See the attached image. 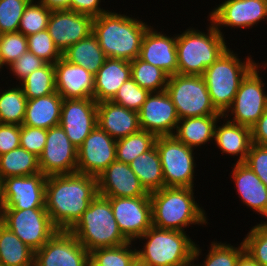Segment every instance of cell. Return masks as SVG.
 Returning a JSON list of instances; mask_svg holds the SVG:
<instances>
[{
    "instance_id": "1",
    "label": "cell",
    "mask_w": 267,
    "mask_h": 266,
    "mask_svg": "<svg viewBox=\"0 0 267 266\" xmlns=\"http://www.w3.org/2000/svg\"><path fill=\"white\" fill-rule=\"evenodd\" d=\"M98 195L97 178L83 173L47 176L45 208L58 230L68 231Z\"/></svg>"
},
{
    "instance_id": "2",
    "label": "cell",
    "mask_w": 267,
    "mask_h": 266,
    "mask_svg": "<svg viewBox=\"0 0 267 266\" xmlns=\"http://www.w3.org/2000/svg\"><path fill=\"white\" fill-rule=\"evenodd\" d=\"M126 15L110 9L94 17L92 33L107 58L131 62L139 57L143 37L151 25Z\"/></svg>"
},
{
    "instance_id": "3",
    "label": "cell",
    "mask_w": 267,
    "mask_h": 266,
    "mask_svg": "<svg viewBox=\"0 0 267 266\" xmlns=\"http://www.w3.org/2000/svg\"><path fill=\"white\" fill-rule=\"evenodd\" d=\"M194 190L189 187H163L150 193L152 226L181 232H186L191 225L207 226L206 211L199 201H195Z\"/></svg>"
},
{
    "instance_id": "4",
    "label": "cell",
    "mask_w": 267,
    "mask_h": 266,
    "mask_svg": "<svg viewBox=\"0 0 267 266\" xmlns=\"http://www.w3.org/2000/svg\"><path fill=\"white\" fill-rule=\"evenodd\" d=\"M207 21V33L193 26L177 33V74L202 76L228 48L226 37L210 19Z\"/></svg>"
},
{
    "instance_id": "5",
    "label": "cell",
    "mask_w": 267,
    "mask_h": 266,
    "mask_svg": "<svg viewBox=\"0 0 267 266\" xmlns=\"http://www.w3.org/2000/svg\"><path fill=\"white\" fill-rule=\"evenodd\" d=\"M238 55L229 45L202 75L212 104L222 115L232 105L242 79L258 63L249 54L246 60Z\"/></svg>"
},
{
    "instance_id": "6",
    "label": "cell",
    "mask_w": 267,
    "mask_h": 266,
    "mask_svg": "<svg viewBox=\"0 0 267 266\" xmlns=\"http://www.w3.org/2000/svg\"><path fill=\"white\" fill-rule=\"evenodd\" d=\"M137 262L143 266H183L193 260L195 241L186 232L151 226L141 237Z\"/></svg>"
},
{
    "instance_id": "7",
    "label": "cell",
    "mask_w": 267,
    "mask_h": 266,
    "mask_svg": "<svg viewBox=\"0 0 267 266\" xmlns=\"http://www.w3.org/2000/svg\"><path fill=\"white\" fill-rule=\"evenodd\" d=\"M68 231L88 252L129 242L118 227L109 199L99 194Z\"/></svg>"
},
{
    "instance_id": "8",
    "label": "cell",
    "mask_w": 267,
    "mask_h": 266,
    "mask_svg": "<svg viewBox=\"0 0 267 266\" xmlns=\"http://www.w3.org/2000/svg\"><path fill=\"white\" fill-rule=\"evenodd\" d=\"M262 68L267 70V60L262 63L258 61L242 79L232 105L223 115L228 121L251 128L264 113L267 107V83L263 82L260 73Z\"/></svg>"
},
{
    "instance_id": "9",
    "label": "cell",
    "mask_w": 267,
    "mask_h": 266,
    "mask_svg": "<svg viewBox=\"0 0 267 266\" xmlns=\"http://www.w3.org/2000/svg\"><path fill=\"white\" fill-rule=\"evenodd\" d=\"M165 91L175 105L179 119L222 115L212 104L202 76L180 74L169 76Z\"/></svg>"
},
{
    "instance_id": "10",
    "label": "cell",
    "mask_w": 267,
    "mask_h": 266,
    "mask_svg": "<svg viewBox=\"0 0 267 266\" xmlns=\"http://www.w3.org/2000/svg\"><path fill=\"white\" fill-rule=\"evenodd\" d=\"M155 145L161 160L165 187L195 188L197 157L194 149L173 135L157 137Z\"/></svg>"
},
{
    "instance_id": "11",
    "label": "cell",
    "mask_w": 267,
    "mask_h": 266,
    "mask_svg": "<svg viewBox=\"0 0 267 266\" xmlns=\"http://www.w3.org/2000/svg\"><path fill=\"white\" fill-rule=\"evenodd\" d=\"M0 217L3 225L34 251L40 249L58 231L46 208L3 209Z\"/></svg>"
},
{
    "instance_id": "12",
    "label": "cell",
    "mask_w": 267,
    "mask_h": 266,
    "mask_svg": "<svg viewBox=\"0 0 267 266\" xmlns=\"http://www.w3.org/2000/svg\"><path fill=\"white\" fill-rule=\"evenodd\" d=\"M215 6L207 17L223 36L222 28L252 29L267 21V0H223Z\"/></svg>"
},
{
    "instance_id": "13",
    "label": "cell",
    "mask_w": 267,
    "mask_h": 266,
    "mask_svg": "<svg viewBox=\"0 0 267 266\" xmlns=\"http://www.w3.org/2000/svg\"><path fill=\"white\" fill-rule=\"evenodd\" d=\"M110 201L114 218L123 236L137 243L152 226V204L150 196L106 197Z\"/></svg>"
},
{
    "instance_id": "14",
    "label": "cell",
    "mask_w": 267,
    "mask_h": 266,
    "mask_svg": "<svg viewBox=\"0 0 267 266\" xmlns=\"http://www.w3.org/2000/svg\"><path fill=\"white\" fill-rule=\"evenodd\" d=\"M89 252L66 230H58L35 251L34 266H86Z\"/></svg>"
},
{
    "instance_id": "15",
    "label": "cell",
    "mask_w": 267,
    "mask_h": 266,
    "mask_svg": "<svg viewBox=\"0 0 267 266\" xmlns=\"http://www.w3.org/2000/svg\"><path fill=\"white\" fill-rule=\"evenodd\" d=\"M39 167L46 176L77 171V148L60 125L47 129L46 144L39 156Z\"/></svg>"
},
{
    "instance_id": "16",
    "label": "cell",
    "mask_w": 267,
    "mask_h": 266,
    "mask_svg": "<svg viewBox=\"0 0 267 266\" xmlns=\"http://www.w3.org/2000/svg\"><path fill=\"white\" fill-rule=\"evenodd\" d=\"M116 160V139L98 125L77 149V171L98 177Z\"/></svg>"
},
{
    "instance_id": "17",
    "label": "cell",
    "mask_w": 267,
    "mask_h": 266,
    "mask_svg": "<svg viewBox=\"0 0 267 266\" xmlns=\"http://www.w3.org/2000/svg\"><path fill=\"white\" fill-rule=\"evenodd\" d=\"M46 180L42 173L2 179L3 209L45 208Z\"/></svg>"
},
{
    "instance_id": "18",
    "label": "cell",
    "mask_w": 267,
    "mask_h": 266,
    "mask_svg": "<svg viewBox=\"0 0 267 266\" xmlns=\"http://www.w3.org/2000/svg\"><path fill=\"white\" fill-rule=\"evenodd\" d=\"M59 125L78 149L97 125V102L93 98L64 99Z\"/></svg>"
},
{
    "instance_id": "19",
    "label": "cell",
    "mask_w": 267,
    "mask_h": 266,
    "mask_svg": "<svg viewBox=\"0 0 267 266\" xmlns=\"http://www.w3.org/2000/svg\"><path fill=\"white\" fill-rule=\"evenodd\" d=\"M138 113L141 130L156 137L172 136L179 121L176 107L166 91L151 92Z\"/></svg>"
},
{
    "instance_id": "20",
    "label": "cell",
    "mask_w": 267,
    "mask_h": 266,
    "mask_svg": "<svg viewBox=\"0 0 267 266\" xmlns=\"http://www.w3.org/2000/svg\"><path fill=\"white\" fill-rule=\"evenodd\" d=\"M94 17L72 10L52 11L47 30L61 53L93 32Z\"/></svg>"
},
{
    "instance_id": "21",
    "label": "cell",
    "mask_w": 267,
    "mask_h": 266,
    "mask_svg": "<svg viewBox=\"0 0 267 266\" xmlns=\"http://www.w3.org/2000/svg\"><path fill=\"white\" fill-rule=\"evenodd\" d=\"M97 186L104 197L150 196L129 164L117 160L97 177Z\"/></svg>"
},
{
    "instance_id": "22",
    "label": "cell",
    "mask_w": 267,
    "mask_h": 266,
    "mask_svg": "<svg viewBox=\"0 0 267 266\" xmlns=\"http://www.w3.org/2000/svg\"><path fill=\"white\" fill-rule=\"evenodd\" d=\"M150 26L145 33L139 58L165 71L169 76L177 74V34L167 36Z\"/></svg>"
},
{
    "instance_id": "23",
    "label": "cell",
    "mask_w": 267,
    "mask_h": 266,
    "mask_svg": "<svg viewBox=\"0 0 267 266\" xmlns=\"http://www.w3.org/2000/svg\"><path fill=\"white\" fill-rule=\"evenodd\" d=\"M56 92L63 99L93 98L94 75L63 56L54 64Z\"/></svg>"
},
{
    "instance_id": "24",
    "label": "cell",
    "mask_w": 267,
    "mask_h": 266,
    "mask_svg": "<svg viewBox=\"0 0 267 266\" xmlns=\"http://www.w3.org/2000/svg\"><path fill=\"white\" fill-rule=\"evenodd\" d=\"M232 166L230 177L242 204L267 220V187L244 162Z\"/></svg>"
},
{
    "instance_id": "25",
    "label": "cell",
    "mask_w": 267,
    "mask_h": 266,
    "mask_svg": "<svg viewBox=\"0 0 267 266\" xmlns=\"http://www.w3.org/2000/svg\"><path fill=\"white\" fill-rule=\"evenodd\" d=\"M97 125L116 140L141 130L139 113L112 101L97 103Z\"/></svg>"
},
{
    "instance_id": "26",
    "label": "cell",
    "mask_w": 267,
    "mask_h": 266,
    "mask_svg": "<svg viewBox=\"0 0 267 266\" xmlns=\"http://www.w3.org/2000/svg\"><path fill=\"white\" fill-rule=\"evenodd\" d=\"M213 144L217 145L215 147L220 149L222 156H237V163L245 162L252 145L251 128L232 123L223 116L216 124Z\"/></svg>"
},
{
    "instance_id": "27",
    "label": "cell",
    "mask_w": 267,
    "mask_h": 266,
    "mask_svg": "<svg viewBox=\"0 0 267 266\" xmlns=\"http://www.w3.org/2000/svg\"><path fill=\"white\" fill-rule=\"evenodd\" d=\"M130 78L131 65L129 61L107 58L94 75L93 99L97 103L111 101L120 86Z\"/></svg>"
},
{
    "instance_id": "28",
    "label": "cell",
    "mask_w": 267,
    "mask_h": 266,
    "mask_svg": "<svg viewBox=\"0 0 267 266\" xmlns=\"http://www.w3.org/2000/svg\"><path fill=\"white\" fill-rule=\"evenodd\" d=\"M223 115H206L179 119L173 136L186 146L198 149L214 141L215 127ZM198 147V148H197Z\"/></svg>"
},
{
    "instance_id": "29",
    "label": "cell",
    "mask_w": 267,
    "mask_h": 266,
    "mask_svg": "<svg viewBox=\"0 0 267 266\" xmlns=\"http://www.w3.org/2000/svg\"><path fill=\"white\" fill-rule=\"evenodd\" d=\"M63 100L57 92L27 100L23 125L41 129L59 125Z\"/></svg>"
},
{
    "instance_id": "30",
    "label": "cell",
    "mask_w": 267,
    "mask_h": 266,
    "mask_svg": "<svg viewBox=\"0 0 267 266\" xmlns=\"http://www.w3.org/2000/svg\"><path fill=\"white\" fill-rule=\"evenodd\" d=\"M129 166L149 194L165 187L161 160L156 145L137 156L129 163Z\"/></svg>"
},
{
    "instance_id": "31",
    "label": "cell",
    "mask_w": 267,
    "mask_h": 266,
    "mask_svg": "<svg viewBox=\"0 0 267 266\" xmlns=\"http://www.w3.org/2000/svg\"><path fill=\"white\" fill-rule=\"evenodd\" d=\"M62 56L68 62L86 68L93 75L98 72L107 59L93 33L70 46L62 53Z\"/></svg>"
},
{
    "instance_id": "32",
    "label": "cell",
    "mask_w": 267,
    "mask_h": 266,
    "mask_svg": "<svg viewBox=\"0 0 267 266\" xmlns=\"http://www.w3.org/2000/svg\"><path fill=\"white\" fill-rule=\"evenodd\" d=\"M35 251L6 226L0 227V266H34Z\"/></svg>"
},
{
    "instance_id": "33",
    "label": "cell",
    "mask_w": 267,
    "mask_h": 266,
    "mask_svg": "<svg viewBox=\"0 0 267 266\" xmlns=\"http://www.w3.org/2000/svg\"><path fill=\"white\" fill-rule=\"evenodd\" d=\"M41 173L39 157L22 147L0 155V178L32 176Z\"/></svg>"
},
{
    "instance_id": "34",
    "label": "cell",
    "mask_w": 267,
    "mask_h": 266,
    "mask_svg": "<svg viewBox=\"0 0 267 266\" xmlns=\"http://www.w3.org/2000/svg\"><path fill=\"white\" fill-rule=\"evenodd\" d=\"M0 89V123L23 125L27 98L19 84Z\"/></svg>"
},
{
    "instance_id": "35",
    "label": "cell",
    "mask_w": 267,
    "mask_h": 266,
    "mask_svg": "<svg viewBox=\"0 0 267 266\" xmlns=\"http://www.w3.org/2000/svg\"><path fill=\"white\" fill-rule=\"evenodd\" d=\"M131 78L141 87L151 92L166 90L169 75L162 69L141 60L139 57L130 62Z\"/></svg>"
},
{
    "instance_id": "36",
    "label": "cell",
    "mask_w": 267,
    "mask_h": 266,
    "mask_svg": "<svg viewBox=\"0 0 267 266\" xmlns=\"http://www.w3.org/2000/svg\"><path fill=\"white\" fill-rule=\"evenodd\" d=\"M27 100L39 98L56 92L55 66L46 63L29 74L20 84Z\"/></svg>"
},
{
    "instance_id": "37",
    "label": "cell",
    "mask_w": 267,
    "mask_h": 266,
    "mask_svg": "<svg viewBox=\"0 0 267 266\" xmlns=\"http://www.w3.org/2000/svg\"><path fill=\"white\" fill-rule=\"evenodd\" d=\"M156 136L145 130L116 140V160L129 164L137 156L150 150L156 141Z\"/></svg>"
},
{
    "instance_id": "38",
    "label": "cell",
    "mask_w": 267,
    "mask_h": 266,
    "mask_svg": "<svg viewBox=\"0 0 267 266\" xmlns=\"http://www.w3.org/2000/svg\"><path fill=\"white\" fill-rule=\"evenodd\" d=\"M135 245L134 242H128L116 247L94 249L89 252V258L97 266H134L137 263Z\"/></svg>"
},
{
    "instance_id": "39",
    "label": "cell",
    "mask_w": 267,
    "mask_h": 266,
    "mask_svg": "<svg viewBox=\"0 0 267 266\" xmlns=\"http://www.w3.org/2000/svg\"><path fill=\"white\" fill-rule=\"evenodd\" d=\"M209 246L208 253L202 259L203 262L195 263L196 266H236L240 255L245 251L243 241L234 246L231 243L213 240Z\"/></svg>"
},
{
    "instance_id": "40",
    "label": "cell",
    "mask_w": 267,
    "mask_h": 266,
    "mask_svg": "<svg viewBox=\"0 0 267 266\" xmlns=\"http://www.w3.org/2000/svg\"><path fill=\"white\" fill-rule=\"evenodd\" d=\"M51 12V10L38 0H32L23 12L18 32H21L27 37L46 30Z\"/></svg>"
},
{
    "instance_id": "41",
    "label": "cell",
    "mask_w": 267,
    "mask_h": 266,
    "mask_svg": "<svg viewBox=\"0 0 267 266\" xmlns=\"http://www.w3.org/2000/svg\"><path fill=\"white\" fill-rule=\"evenodd\" d=\"M245 251L260 265L267 266V220L252 226L243 238Z\"/></svg>"
},
{
    "instance_id": "42",
    "label": "cell",
    "mask_w": 267,
    "mask_h": 266,
    "mask_svg": "<svg viewBox=\"0 0 267 266\" xmlns=\"http://www.w3.org/2000/svg\"><path fill=\"white\" fill-rule=\"evenodd\" d=\"M27 51V37L21 32L0 34L1 72Z\"/></svg>"
},
{
    "instance_id": "43",
    "label": "cell",
    "mask_w": 267,
    "mask_h": 266,
    "mask_svg": "<svg viewBox=\"0 0 267 266\" xmlns=\"http://www.w3.org/2000/svg\"><path fill=\"white\" fill-rule=\"evenodd\" d=\"M27 46L30 52L49 64H55L62 57L47 29L27 36Z\"/></svg>"
},
{
    "instance_id": "44",
    "label": "cell",
    "mask_w": 267,
    "mask_h": 266,
    "mask_svg": "<svg viewBox=\"0 0 267 266\" xmlns=\"http://www.w3.org/2000/svg\"><path fill=\"white\" fill-rule=\"evenodd\" d=\"M32 0H0V34L18 32L25 8Z\"/></svg>"
},
{
    "instance_id": "45",
    "label": "cell",
    "mask_w": 267,
    "mask_h": 266,
    "mask_svg": "<svg viewBox=\"0 0 267 266\" xmlns=\"http://www.w3.org/2000/svg\"><path fill=\"white\" fill-rule=\"evenodd\" d=\"M150 92L141 88L132 78L125 81L111 100L129 110L139 112Z\"/></svg>"
},
{
    "instance_id": "46",
    "label": "cell",
    "mask_w": 267,
    "mask_h": 266,
    "mask_svg": "<svg viewBox=\"0 0 267 266\" xmlns=\"http://www.w3.org/2000/svg\"><path fill=\"white\" fill-rule=\"evenodd\" d=\"M47 129L20 125V147L39 157L46 144Z\"/></svg>"
},
{
    "instance_id": "47",
    "label": "cell",
    "mask_w": 267,
    "mask_h": 266,
    "mask_svg": "<svg viewBox=\"0 0 267 266\" xmlns=\"http://www.w3.org/2000/svg\"><path fill=\"white\" fill-rule=\"evenodd\" d=\"M46 64L41 58L34 55L29 50L22 54L16 61L10 64L6 69H9V73L13 74V77L19 81H15L16 84H20L29 74L33 71L40 69Z\"/></svg>"
},
{
    "instance_id": "48",
    "label": "cell",
    "mask_w": 267,
    "mask_h": 266,
    "mask_svg": "<svg viewBox=\"0 0 267 266\" xmlns=\"http://www.w3.org/2000/svg\"><path fill=\"white\" fill-rule=\"evenodd\" d=\"M267 187V146L252 143L244 162Z\"/></svg>"
},
{
    "instance_id": "49",
    "label": "cell",
    "mask_w": 267,
    "mask_h": 266,
    "mask_svg": "<svg viewBox=\"0 0 267 266\" xmlns=\"http://www.w3.org/2000/svg\"><path fill=\"white\" fill-rule=\"evenodd\" d=\"M20 147V125L0 123V155Z\"/></svg>"
},
{
    "instance_id": "50",
    "label": "cell",
    "mask_w": 267,
    "mask_h": 266,
    "mask_svg": "<svg viewBox=\"0 0 267 266\" xmlns=\"http://www.w3.org/2000/svg\"><path fill=\"white\" fill-rule=\"evenodd\" d=\"M101 0H71V10L77 13L87 14L92 17L100 16L108 12L105 8H101Z\"/></svg>"
},
{
    "instance_id": "51",
    "label": "cell",
    "mask_w": 267,
    "mask_h": 266,
    "mask_svg": "<svg viewBox=\"0 0 267 266\" xmlns=\"http://www.w3.org/2000/svg\"><path fill=\"white\" fill-rule=\"evenodd\" d=\"M252 143L267 146V107L259 120L251 127Z\"/></svg>"
},
{
    "instance_id": "52",
    "label": "cell",
    "mask_w": 267,
    "mask_h": 266,
    "mask_svg": "<svg viewBox=\"0 0 267 266\" xmlns=\"http://www.w3.org/2000/svg\"><path fill=\"white\" fill-rule=\"evenodd\" d=\"M51 11L71 10V0H38Z\"/></svg>"
},
{
    "instance_id": "53",
    "label": "cell",
    "mask_w": 267,
    "mask_h": 266,
    "mask_svg": "<svg viewBox=\"0 0 267 266\" xmlns=\"http://www.w3.org/2000/svg\"><path fill=\"white\" fill-rule=\"evenodd\" d=\"M236 266H260L249 254L247 251H244L237 263Z\"/></svg>"
},
{
    "instance_id": "54",
    "label": "cell",
    "mask_w": 267,
    "mask_h": 266,
    "mask_svg": "<svg viewBox=\"0 0 267 266\" xmlns=\"http://www.w3.org/2000/svg\"><path fill=\"white\" fill-rule=\"evenodd\" d=\"M200 245H195L194 252H193V260L183 266H196L195 262L199 261V258H201L202 255V247H199ZM200 256V257H199Z\"/></svg>"
},
{
    "instance_id": "55",
    "label": "cell",
    "mask_w": 267,
    "mask_h": 266,
    "mask_svg": "<svg viewBox=\"0 0 267 266\" xmlns=\"http://www.w3.org/2000/svg\"><path fill=\"white\" fill-rule=\"evenodd\" d=\"M4 208V198H3V182L0 178V214Z\"/></svg>"
},
{
    "instance_id": "56",
    "label": "cell",
    "mask_w": 267,
    "mask_h": 266,
    "mask_svg": "<svg viewBox=\"0 0 267 266\" xmlns=\"http://www.w3.org/2000/svg\"><path fill=\"white\" fill-rule=\"evenodd\" d=\"M86 266H97V265L89 258Z\"/></svg>"
},
{
    "instance_id": "57",
    "label": "cell",
    "mask_w": 267,
    "mask_h": 266,
    "mask_svg": "<svg viewBox=\"0 0 267 266\" xmlns=\"http://www.w3.org/2000/svg\"><path fill=\"white\" fill-rule=\"evenodd\" d=\"M134 266H143V265H141L140 263L137 262L134 264Z\"/></svg>"
},
{
    "instance_id": "58",
    "label": "cell",
    "mask_w": 267,
    "mask_h": 266,
    "mask_svg": "<svg viewBox=\"0 0 267 266\" xmlns=\"http://www.w3.org/2000/svg\"><path fill=\"white\" fill-rule=\"evenodd\" d=\"M3 225L2 219L0 217V227Z\"/></svg>"
}]
</instances>
